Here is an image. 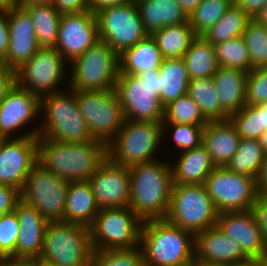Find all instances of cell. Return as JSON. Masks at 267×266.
<instances>
[{
  "label": "cell",
  "mask_w": 267,
  "mask_h": 266,
  "mask_svg": "<svg viewBox=\"0 0 267 266\" xmlns=\"http://www.w3.org/2000/svg\"><path fill=\"white\" fill-rule=\"evenodd\" d=\"M107 158V144L101 140L71 143L38 137V163L68 183L88 181Z\"/></svg>",
  "instance_id": "cell-1"
},
{
  "label": "cell",
  "mask_w": 267,
  "mask_h": 266,
  "mask_svg": "<svg viewBox=\"0 0 267 266\" xmlns=\"http://www.w3.org/2000/svg\"><path fill=\"white\" fill-rule=\"evenodd\" d=\"M169 166L155 160L129 167V207L142 221L164 219L167 215L173 186Z\"/></svg>",
  "instance_id": "cell-2"
},
{
  "label": "cell",
  "mask_w": 267,
  "mask_h": 266,
  "mask_svg": "<svg viewBox=\"0 0 267 266\" xmlns=\"http://www.w3.org/2000/svg\"><path fill=\"white\" fill-rule=\"evenodd\" d=\"M140 244L144 247L145 266H190L195 263V235L165 218L143 221Z\"/></svg>",
  "instance_id": "cell-3"
},
{
  "label": "cell",
  "mask_w": 267,
  "mask_h": 266,
  "mask_svg": "<svg viewBox=\"0 0 267 266\" xmlns=\"http://www.w3.org/2000/svg\"><path fill=\"white\" fill-rule=\"evenodd\" d=\"M125 119L162 123L159 69H147L135 74H119L115 84Z\"/></svg>",
  "instance_id": "cell-4"
},
{
  "label": "cell",
  "mask_w": 267,
  "mask_h": 266,
  "mask_svg": "<svg viewBox=\"0 0 267 266\" xmlns=\"http://www.w3.org/2000/svg\"><path fill=\"white\" fill-rule=\"evenodd\" d=\"M90 228L65 221L47 224L42 253L37 262L56 266H91Z\"/></svg>",
  "instance_id": "cell-5"
},
{
  "label": "cell",
  "mask_w": 267,
  "mask_h": 266,
  "mask_svg": "<svg viewBox=\"0 0 267 266\" xmlns=\"http://www.w3.org/2000/svg\"><path fill=\"white\" fill-rule=\"evenodd\" d=\"M70 91L68 94L55 92L40 99V112L45 111L46 120L39 128L38 137L71 143L94 140L79 111L76 90Z\"/></svg>",
  "instance_id": "cell-6"
},
{
  "label": "cell",
  "mask_w": 267,
  "mask_h": 266,
  "mask_svg": "<svg viewBox=\"0 0 267 266\" xmlns=\"http://www.w3.org/2000/svg\"><path fill=\"white\" fill-rule=\"evenodd\" d=\"M218 215L204 184H173L168 222L196 235L215 226Z\"/></svg>",
  "instance_id": "cell-7"
},
{
  "label": "cell",
  "mask_w": 267,
  "mask_h": 266,
  "mask_svg": "<svg viewBox=\"0 0 267 266\" xmlns=\"http://www.w3.org/2000/svg\"><path fill=\"white\" fill-rule=\"evenodd\" d=\"M71 89L80 91L115 89L120 73L119 54L99 40L72 60Z\"/></svg>",
  "instance_id": "cell-8"
},
{
  "label": "cell",
  "mask_w": 267,
  "mask_h": 266,
  "mask_svg": "<svg viewBox=\"0 0 267 266\" xmlns=\"http://www.w3.org/2000/svg\"><path fill=\"white\" fill-rule=\"evenodd\" d=\"M162 136V123L125 119L122 128L107 144L108 158L125 167L154 161L152 156Z\"/></svg>",
  "instance_id": "cell-9"
},
{
  "label": "cell",
  "mask_w": 267,
  "mask_h": 266,
  "mask_svg": "<svg viewBox=\"0 0 267 266\" xmlns=\"http://www.w3.org/2000/svg\"><path fill=\"white\" fill-rule=\"evenodd\" d=\"M142 224L129 206L101 208L89 227L93 250L137 248Z\"/></svg>",
  "instance_id": "cell-10"
},
{
  "label": "cell",
  "mask_w": 267,
  "mask_h": 266,
  "mask_svg": "<svg viewBox=\"0 0 267 266\" xmlns=\"http://www.w3.org/2000/svg\"><path fill=\"white\" fill-rule=\"evenodd\" d=\"M76 98L90 134L108 144L125 121L116 90H76Z\"/></svg>",
  "instance_id": "cell-11"
},
{
  "label": "cell",
  "mask_w": 267,
  "mask_h": 266,
  "mask_svg": "<svg viewBox=\"0 0 267 266\" xmlns=\"http://www.w3.org/2000/svg\"><path fill=\"white\" fill-rule=\"evenodd\" d=\"M68 182L37 163L20 191L21 200L48 222L64 221Z\"/></svg>",
  "instance_id": "cell-12"
},
{
  "label": "cell",
  "mask_w": 267,
  "mask_h": 266,
  "mask_svg": "<svg viewBox=\"0 0 267 266\" xmlns=\"http://www.w3.org/2000/svg\"><path fill=\"white\" fill-rule=\"evenodd\" d=\"M204 185L219 213L252 210L259 194L254 178L226 167H215Z\"/></svg>",
  "instance_id": "cell-13"
},
{
  "label": "cell",
  "mask_w": 267,
  "mask_h": 266,
  "mask_svg": "<svg viewBox=\"0 0 267 266\" xmlns=\"http://www.w3.org/2000/svg\"><path fill=\"white\" fill-rule=\"evenodd\" d=\"M96 17L99 40L106 42L119 55L149 35L135 1L100 10Z\"/></svg>",
  "instance_id": "cell-14"
},
{
  "label": "cell",
  "mask_w": 267,
  "mask_h": 266,
  "mask_svg": "<svg viewBox=\"0 0 267 266\" xmlns=\"http://www.w3.org/2000/svg\"><path fill=\"white\" fill-rule=\"evenodd\" d=\"M64 62L65 58L55 47L39 48L31 59L16 70V84L40 99L59 92L55 88L66 73Z\"/></svg>",
  "instance_id": "cell-15"
},
{
  "label": "cell",
  "mask_w": 267,
  "mask_h": 266,
  "mask_svg": "<svg viewBox=\"0 0 267 266\" xmlns=\"http://www.w3.org/2000/svg\"><path fill=\"white\" fill-rule=\"evenodd\" d=\"M39 130L10 140L0 139V184L22 190L28 174L38 163Z\"/></svg>",
  "instance_id": "cell-16"
},
{
  "label": "cell",
  "mask_w": 267,
  "mask_h": 266,
  "mask_svg": "<svg viewBox=\"0 0 267 266\" xmlns=\"http://www.w3.org/2000/svg\"><path fill=\"white\" fill-rule=\"evenodd\" d=\"M99 41L96 14L90 10L62 14L55 48L70 62Z\"/></svg>",
  "instance_id": "cell-17"
},
{
  "label": "cell",
  "mask_w": 267,
  "mask_h": 266,
  "mask_svg": "<svg viewBox=\"0 0 267 266\" xmlns=\"http://www.w3.org/2000/svg\"><path fill=\"white\" fill-rule=\"evenodd\" d=\"M93 194L101 208L126 207L130 204V171L107 158L89 178Z\"/></svg>",
  "instance_id": "cell-18"
},
{
  "label": "cell",
  "mask_w": 267,
  "mask_h": 266,
  "mask_svg": "<svg viewBox=\"0 0 267 266\" xmlns=\"http://www.w3.org/2000/svg\"><path fill=\"white\" fill-rule=\"evenodd\" d=\"M216 226L237 241L250 258L267 257V245L253 210L219 213Z\"/></svg>",
  "instance_id": "cell-19"
},
{
  "label": "cell",
  "mask_w": 267,
  "mask_h": 266,
  "mask_svg": "<svg viewBox=\"0 0 267 266\" xmlns=\"http://www.w3.org/2000/svg\"><path fill=\"white\" fill-rule=\"evenodd\" d=\"M9 47L3 60L7 67L17 70L39 50L34 26L28 11L12 6L7 9Z\"/></svg>",
  "instance_id": "cell-20"
},
{
  "label": "cell",
  "mask_w": 267,
  "mask_h": 266,
  "mask_svg": "<svg viewBox=\"0 0 267 266\" xmlns=\"http://www.w3.org/2000/svg\"><path fill=\"white\" fill-rule=\"evenodd\" d=\"M250 257L232 237L215 225L195 235V263L235 265Z\"/></svg>",
  "instance_id": "cell-21"
},
{
  "label": "cell",
  "mask_w": 267,
  "mask_h": 266,
  "mask_svg": "<svg viewBox=\"0 0 267 266\" xmlns=\"http://www.w3.org/2000/svg\"><path fill=\"white\" fill-rule=\"evenodd\" d=\"M14 211L19 223L15 259L38 260L48 222L34 207L22 200L17 203Z\"/></svg>",
  "instance_id": "cell-22"
},
{
  "label": "cell",
  "mask_w": 267,
  "mask_h": 266,
  "mask_svg": "<svg viewBox=\"0 0 267 266\" xmlns=\"http://www.w3.org/2000/svg\"><path fill=\"white\" fill-rule=\"evenodd\" d=\"M40 98L17 84L0 102V139H9L13 131L40 113Z\"/></svg>",
  "instance_id": "cell-23"
},
{
  "label": "cell",
  "mask_w": 267,
  "mask_h": 266,
  "mask_svg": "<svg viewBox=\"0 0 267 266\" xmlns=\"http://www.w3.org/2000/svg\"><path fill=\"white\" fill-rule=\"evenodd\" d=\"M241 138L230 119L209 121L203 130L202 145L216 167H225L237 151Z\"/></svg>",
  "instance_id": "cell-24"
},
{
  "label": "cell",
  "mask_w": 267,
  "mask_h": 266,
  "mask_svg": "<svg viewBox=\"0 0 267 266\" xmlns=\"http://www.w3.org/2000/svg\"><path fill=\"white\" fill-rule=\"evenodd\" d=\"M248 72L221 67L213 75L222 111L230 117L246 105Z\"/></svg>",
  "instance_id": "cell-25"
},
{
  "label": "cell",
  "mask_w": 267,
  "mask_h": 266,
  "mask_svg": "<svg viewBox=\"0 0 267 266\" xmlns=\"http://www.w3.org/2000/svg\"><path fill=\"white\" fill-rule=\"evenodd\" d=\"M100 207L88 181L70 182L67 187L64 221L90 227Z\"/></svg>",
  "instance_id": "cell-26"
},
{
  "label": "cell",
  "mask_w": 267,
  "mask_h": 266,
  "mask_svg": "<svg viewBox=\"0 0 267 266\" xmlns=\"http://www.w3.org/2000/svg\"><path fill=\"white\" fill-rule=\"evenodd\" d=\"M140 19L149 34L165 26L188 21L177 0H135Z\"/></svg>",
  "instance_id": "cell-27"
},
{
  "label": "cell",
  "mask_w": 267,
  "mask_h": 266,
  "mask_svg": "<svg viewBox=\"0 0 267 266\" xmlns=\"http://www.w3.org/2000/svg\"><path fill=\"white\" fill-rule=\"evenodd\" d=\"M177 165L172 168L173 184H204L216 167L203 145L182 152Z\"/></svg>",
  "instance_id": "cell-28"
},
{
  "label": "cell",
  "mask_w": 267,
  "mask_h": 266,
  "mask_svg": "<svg viewBox=\"0 0 267 266\" xmlns=\"http://www.w3.org/2000/svg\"><path fill=\"white\" fill-rule=\"evenodd\" d=\"M164 61L156 40L149 34L136 45L125 49L119 55L120 73L135 74L147 69H159Z\"/></svg>",
  "instance_id": "cell-29"
},
{
  "label": "cell",
  "mask_w": 267,
  "mask_h": 266,
  "mask_svg": "<svg viewBox=\"0 0 267 266\" xmlns=\"http://www.w3.org/2000/svg\"><path fill=\"white\" fill-rule=\"evenodd\" d=\"M190 78L183 58L164 59L159 68L161 103L165 107L187 94Z\"/></svg>",
  "instance_id": "cell-30"
},
{
  "label": "cell",
  "mask_w": 267,
  "mask_h": 266,
  "mask_svg": "<svg viewBox=\"0 0 267 266\" xmlns=\"http://www.w3.org/2000/svg\"><path fill=\"white\" fill-rule=\"evenodd\" d=\"M190 80L210 78L219 65L215 47L202 36H196L183 56Z\"/></svg>",
  "instance_id": "cell-31"
},
{
  "label": "cell",
  "mask_w": 267,
  "mask_h": 266,
  "mask_svg": "<svg viewBox=\"0 0 267 266\" xmlns=\"http://www.w3.org/2000/svg\"><path fill=\"white\" fill-rule=\"evenodd\" d=\"M151 35L156 40L164 59L183 58L191 42L197 36L189 21L165 26L154 31Z\"/></svg>",
  "instance_id": "cell-32"
},
{
  "label": "cell",
  "mask_w": 267,
  "mask_h": 266,
  "mask_svg": "<svg viewBox=\"0 0 267 266\" xmlns=\"http://www.w3.org/2000/svg\"><path fill=\"white\" fill-rule=\"evenodd\" d=\"M265 155L259 139L241 138L237 151L225 167L232 172L249 176L257 181Z\"/></svg>",
  "instance_id": "cell-33"
},
{
  "label": "cell",
  "mask_w": 267,
  "mask_h": 266,
  "mask_svg": "<svg viewBox=\"0 0 267 266\" xmlns=\"http://www.w3.org/2000/svg\"><path fill=\"white\" fill-rule=\"evenodd\" d=\"M25 9L32 20L39 47H55L62 14L53 4L33 5Z\"/></svg>",
  "instance_id": "cell-34"
},
{
  "label": "cell",
  "mask_w": 267,
  "mask_h": 266,
  "mask_svg": "<svg viewBox=\"0 0 267 266\" xmlns=\"http://www.w3.org/2000/svg\"><path fill=\"white\" fill-rule=\"evenodd\" d=\"M187 94L200 107L201 113L208 121L229 119L221 109L213 77L190 80Z\"/></svg>",
  "instance_id": "cell-35"
},
{
  "label": "cell",
  "mask_w": 267,
  "mask_h": 266,
  "mask_svg": "<svg viewBox=\"0 0 267 266\" xmlns=\"http://www.w3.org/2000/svg\"><path fill=\"white\" fill-rule=\"evenodd\" d=\"M251 18L245 11L233 4L225 15L201 36L213 45L241 37Z\"/></svg>",
  "instance_id": "cell-36"
},
{
  "label": "cell",
  "mask_w": 267,
  "mask_h": 266,
  "mask_svg": "<svg viewBox=\"0 0 267 266\" xmlns=\"http://www.w3.org/2000/svg\"><path fill=\"white\" fill-rule=\"evenodd\" d=\"M234 4V0H202L188 21L197 36L216 24Z\"/></svg>",
  "instance_id": "cell-37"
},
{
  "label": "cell",
  "mask_w": 267,
  "mask_h": 266,
  "mask_svg": "<svg viewBox=\"0 0 267 266\" xmlns=\"http://www.w3.org/2000/svg\"><path fill=\"white\" fill-rule=\"evenodd\" d=\"M208 122L200 107L188 94L180 96L164 108L163 132L166 130L164 129L166 124L206 125Z\"/></svg>",
  "instance_id": "cell-38"
},
{
  "label": "cell",
  "mask_w": 267,
  "mask_h": 266,
  "mask_svg": "<svg viewBox=\"0 0 267 266\" xmlns=\"http://www.w3.org/2000/svg\"><path fill=\"white\" fill-rule=\"evenodd\" d=\"M217 63L221 67L252 70L248 49L243 37H235L214 45Z\"/></svg>",
  "instance_id": "cell-39"
},
{
  "label": "cell",
  "mask_w": 267,
  "mask_h": 266,
  "mask_svg": "<svg viewBox=\"0 0 267 266\" xmlns=\"http://www.w3.org/2000/svg\"><path fill=\"white\" fill-rule=\"evenodd\" d=\"M248 49L252 70L267 67V26L251 18L242 35Z\"/></svg>",
  "instance_id": "cell-40"
},
{
  "label": "cell",
  "mask_w": 267,
  "mask_h": 266,
  "mask_svg": "<svg viewBox=\"0 0 267 266\" xmlns=\"http://www.w3.org/2000/svg\"><path fill=\"white\" fill-rule=\"evenodd\" d=\"M240 138L260 139L263 134V120L260 105H245L229 117Z\"/></svg>",
  "instance_id": "cell-41"
},
{
  "label": "cell",
  "mask_w": 267,
  "mask_h": 266,
  "mask_svg": "<svg viewBox=\"0 0 267 266\" xmlns=\"http://www.w3.org/2000/svg\"><path fill=\"white\" fill-rule=\"evenodd\" d=\"M91 266H145L141 248L105 249L93 252Z\"/></svg>",
  "instance_id": "cell-42"
},
{
  "label": "cell",
  "mask_w": 267,
  "mask_h": 266,
  "mask_svg": "<svg viewBox=\"0 0 267 266\" xmlns=\"http://www.w3.org/2000/svg\"><path fill=\"white\" fill-rule=\"evenodd\" d=\"M19 223L15 211L3 214L0 219V259H15Z\"/></svg>",
  "instance_id": "cell-43"
},
{
  "label": "cell",
  "mask_w": 267,
  "mask_h": 266,
  "mask_svg": "<svg viewBox=\"0 0 267 266\" xmlns=\"http://www.w3.org/2000/svg\"><path fill=\"white\" fill-rule=\"evenodd\" d=\"M267 101V67L251 70L246 86V105H259Z\"/></svg>",
  "instance_id": "cell-44"
},
{
  "label": "cell",
  "mask_w": 267,
  "mask_h": 266,
  "mask_svg": "<svg viewBox=\"0 0 267 266\" xmlns=\"http://www.w3.org/2000/svg\"><path fill=\"white\" fill-rule=\"evenodd\" d=\"M174 129V143L182 150L189 151L202 145L205 125L169 124Z\"/></svg>",
  "instance_id": "cell-45"
},
{
  "label": "cell",
  "mask_w": 267,
  "mask_h": 266,
  "mask_svg": "<svg viewBox=\"0 0 267 266\" xmlns=\"http://www.w3.org/2000/svg\"><path fill=\"white\" fill-rule=\"evenodd\" d=\"M20 200V190L10 185L0 184V212L2 214L14 211Z\"/></svg>",
  "instance_id": "cell-46"
},
{
  "label": "cell",
  "mask_w": 267,
  "mask_h": 266,
  "mask_svg": "<svg viewBox=\"0 0 267 266\" xmlns=\"http://www.w3.org/2000/svg\"><path fill=\"white\" fill-rule=\"evenodd\" d=\"M262 230L267 245V193H259L252 209Z\"/></svg>",
  "instance_id": "cell-47"
},
{
  "label": "cell",
  "mask_w": 267,
  "mask_h": 266,
  "mask_svg": "<svg viewBox=\"0 0 267 266\" xmlns=\"http://www.w3.org/2000/svg\"><path fill=\"white\" fill-rule=\"evenodd\" d=\"M16 84V70L0 61V102Z\"/></svg>",
  "instance_id": "cell-48"
},
{
  "label": "cell",
  "mask_w": 267,
  "mask_h": 266,
  "mask_svg": "<svg viewBox=\"0 0 267 266\" xmlns=\"http://www.w3.org/2000/svg\"><path fill=\"white\" fill-rule=\"evenodd\" d=\"M52 4L61 14L81 13L88 11V0H52Z\"/></svg>",
  "instance_id": "cell-49"
},
{
  "label": "cell",
  "mask_w": 267,
  "mask_h": 266,
  "mask_svg": "<svg viewBox=\"0 0 267 266\" xmlns=\"http://www.w3.org/2000/svg\"><path fill=\"white\" fill-rule=\"evenodd\" d=\"M9 47L7 9H0V61L6 58Z\"/></svg>",
  "instance_id": "cell-50"
},
{
  "label": "cell",
  "mask_w": 267,
  "mask_h": 266,
  "mask_svg": "<svg viewBox=\"0 0 267 266\" xmlns=\"http://www.w3.org/2000/svg\"><path fill=\"white\" fill-rule=\"evenodd\" d=\"M266 2L267 0H234V4L252 18L257 16Z\"/></svg>",
  "instance_id": "cell-51"
},
{
  "label": "cell",
  "mask_w": 267,
  "mask_h": 266,
  "mask_svg": "<svg viewBox=\"0 0 267 266\" xmlns=\"http://www.w3.org/2000/svg\"><path fill=\"white\" fill-rule=\"evenodd\" d=\"M133 1L135 0H88V8L91 12L96 14L100 10Z\"/></svg>",
  "instance_id": "cell-52"
},
{
  "label": "cell",
  "mask_w": 267,
  "mask_h": 266,
  "mask_svg": "<svg viewBox=\"0 0 267 266\" xmlns=\"http://www.w3.org/2000/svg\"><path fill=\"white\" fill-rule=\"evenodd\" d=\"M257 188L259 193H267V154L265 155L261 172L257 178Z\"/></svg>",
  "instance_id": "cell-53"
},
{
  "label": "cell",
  "mask_w": 267,
  "mask_h": 266,
  "mask_svg": "<svg viewBox=\"0 0 267 266\" xmlns=\"http://www.w3.org/2000/svg\"><path fill=\"white\" fill-rule=\"evenodd\" d=\"M0 266H37V260L1 258Z\"/></svg>",
  "instance_id": "cell-54"
},
{
  "label": "cell",
  "mask_w": 267,
  "mask_h": 266,
  "mask_svg": "<svg viewBox=\"0 0 267 266\" xmlns=\"http://www.w3.org/2000/svg\"><path fill=\"white\" fill-rule=\"evenodd\" d=\"M187 16L191 15L202 0H177Z\"/></svg>",
  "instance_id": "cell-55"
},
{
  "label": "cell",
  "mask_w": 267,
  "mask_h": 266,
  "mask_svg": "<svg viewBox=\"0 0 267 266\" xmlns=\"http://www.w3.org/2000/svg\"><path fill=\"white\" fill-rule=\"evenodd\" d=\"M52 0H15V6L26 8L33 5H50Z\"/></svg>",
  "instance_id": "cell-56"
},
{
  "label": "cell",
  "mask_w": 267,
  "mask_h": 266,
  "mask_svg": "<svg viewBox=\"0 0 267 266\" xmlns=\"http://www.w3.org/2000/svg\"><path fill=\"white\" fill-rule=\"evenodd\" d=\"M233 266H267L266 258H249L245 261L238 262Z\"/></svg>",
  "instance_id": "cell-57"
},
{
  "label": "cell",
  "mask_w": 267,
  "mask_h": 266,
  "mask_svg": "<svg viewBox=\"0 0 267 266\" xmlns=\"http://www.w3.org/2000/svg\"><path fill=\"white\" fill-rule=\"evenodd\" d=\"M255 18L267 26V2Z\"/></svg>",
  "instance_id": "cell-58"
},
{
  "label": "cell",
  "mask_w": 267,
  "mask_h": 266,
  "mask_svg": "<svg viewBox=\"0 0 267 266\" xmlns=\"http://www.w3.org/2000/svg\"><path fill=\"white\" fill-rule=\"evenodd\" d=\"M261 106L262 120H263V133L267 130V101L259 104Z\"/></svg>",
  "instance_id": "cell-59"
},
{
  "label": "cell",
  "mask_w": 267,
  "mask_h": 266,
  "mask_svg": "<svg viewBox=\"0 0 267 266\" xmlns=\"http://www.w3.org/2000/svg\"><path fill=\"white\" fill-rule=\"evenodd\" d=\"M15 6V0H0V9H9Z\"/></svg>",
  "instance_id": "cell-60"
},
{
  "label": "cell",
  "mask_w": 267,
  "mask_h": 266,
  "mask_svg": "<svg viewBox=\"0 0 267 266\" xmlns=\"http://www.w3.org/2000/svg\"><path fill=\"white\" fill-rule=\"evenodd\" d=\"M260 142L265 154H267V130L261 135Z\"/></svg>",
  "instance_id": "cell-61"
},
{
  "label": "cell",
  "mask_w": 267,
  "mask_h": 266,
  "mask_svg": "<svg viewBox=\"0 0 267 266\" xmlns=\"http://www.w3.org/2000/svg\"><path fill=\"white\" fill-rule=\"evenodd\" d=\"M37 266H56L48 262H37Z\"/></svg>",
  "instance_id": "cell-62"
},
{
  "label": "cell",
  "mask_w": 267,
  "mask_h": 266,
  "mask_svg": "<svg viewBox=\"0 0 267 266\" xmlns=\"http://www.w3.org/2000/svg\"><path fill=\"white\" fill-rule=\"evenodd\" d=\"M198 266H233V265L198 264Z\"/></svg>",
  "instance_id": "cell-63"
},
{
  "label": "cell",
  "mask_w": 267,
  "mask_h": 266,
  "mask_svg": "<svg viewBox=\"0 0 267 266\" xmlns=\"http://www.w3.org/2000/svg\"><path fill=\"white\" fill-rule=\"evenodd\" d=\"M190 266H198V264H197V263H194V264H192V265H190Z\"/></svg>",
  "instance_id": "cell-64"
}]
</instances>
